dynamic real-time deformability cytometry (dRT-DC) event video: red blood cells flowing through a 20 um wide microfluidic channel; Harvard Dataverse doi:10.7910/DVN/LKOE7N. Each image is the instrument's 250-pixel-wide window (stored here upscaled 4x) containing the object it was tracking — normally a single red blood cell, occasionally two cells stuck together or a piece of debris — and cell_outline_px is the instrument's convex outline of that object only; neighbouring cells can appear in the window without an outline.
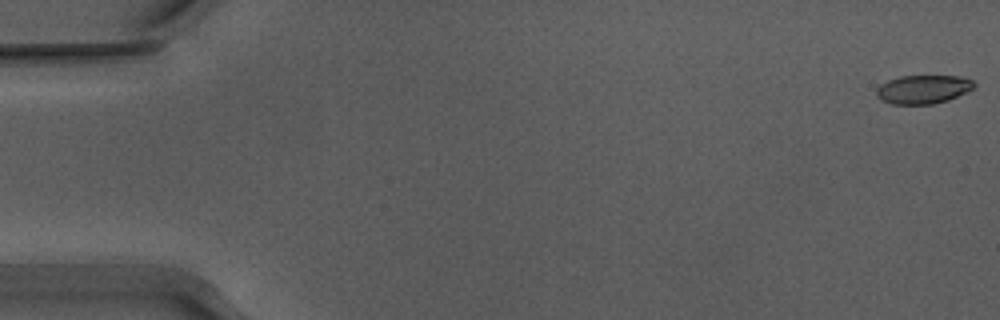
{"species": "Egyptian fruit bat (a non-hibernating species)", "species_latin": "Rousettus aegyptiacus", "temperature_condition": "warm", "stored_images_in_passage": 54, "camera_frame_rate_fps": 3000, "um_per_image_px": 0.085, "animal": {"sex": "male"}, "frame": {"image": 1, "passage_image": 1, "time_ms": 0.0, "image_size_px": [1000, 320], "cell_outline_px": [[976, 88], [968, 92], [948, 100], [932, 104], [892, 104], [880, 100], [876, 96], [876, 88], [880, 84], [888, 80], [900, 76], [960, 76], [972, 80], [976, 84]], "centroid_in_image_um": [78.48, 7.59], "position_along_channel_um": 6.5, "area_um2": 16.53}}
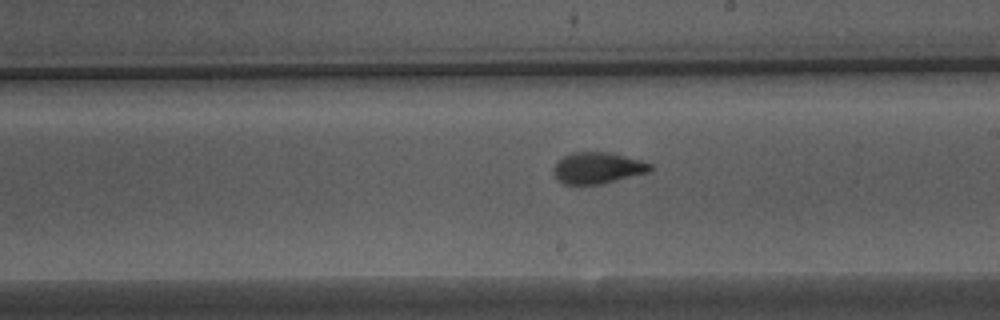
{"frame": {"image": 2, "passage_image": 31, "time_ms": 10.0, "image_size_px": [1000, 320], "cell_outline_px": [[652, 168], [648, 172], [600, 184], [564, 184], [556, 180], [552, 168], [564, 156], [572, 152], [608, 152], [640, 160], [652, 164]], "centroid_in_image_um": [50.76, 14.28], "position_along_channel_um": 238.2, "area_um2": 17.46}}
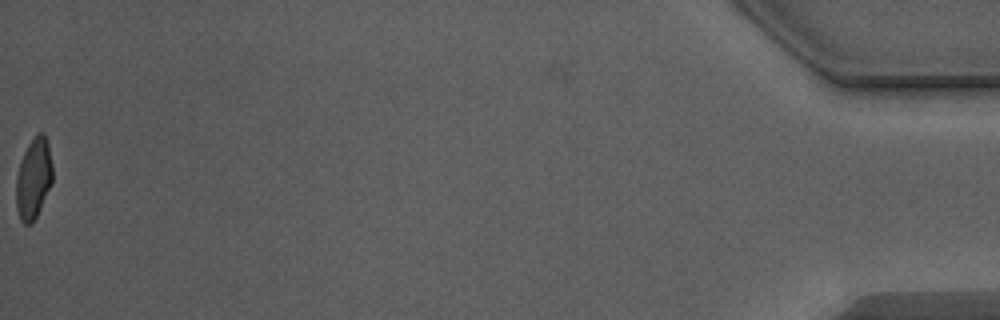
{"frame": {"image": 3, "passage_image": 54, "time_ms": 17.667, "image_size_px": [1000, 320], "cell_outline_px": [[52, 180], [36, 216], [32, 224], [24, 224], [20, 220], [16, 208], [16, 176], [20, 160], [28, 144], [40, 132], [44, 132], [48, 140], [52, 164]], "centroid_in_image_um": [2.83, 15.15], "position_along_channel_um": 432.4, "area_um2": 17.05}, "authors_computed_cell_mechanics": {"area_um2": 17.5134, "velocity_mm_per_s": 3.9112, "shape_relaxation_time_tau1_ms": 4.7742, "shape_relaxation_time_tau2_ms": 0.71, "deformation_change_tau1": 0.1608, "deformation_change_tau2": 0.0694}}